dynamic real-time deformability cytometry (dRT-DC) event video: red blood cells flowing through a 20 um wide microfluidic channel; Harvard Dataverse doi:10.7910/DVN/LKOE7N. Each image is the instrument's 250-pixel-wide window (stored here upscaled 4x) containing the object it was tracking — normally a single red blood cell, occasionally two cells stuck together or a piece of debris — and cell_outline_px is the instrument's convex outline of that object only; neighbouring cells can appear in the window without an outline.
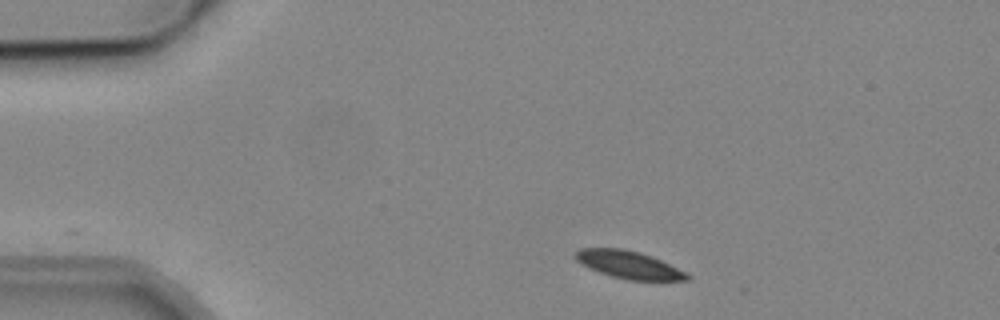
{"species": "common noctule bat (a hibernating species)", "species_latin": "Nyctalus noctula", "temperature_condition": "cold", "stored_images_in_passage": 2, "camera_frame_rate_fps": 3000, "um_per_image_px": 0.085, "animal": {"sex": "male", "body_mass_g": 19.2, "forearm_length_mm": 51.8}, "frame": {"image": 1, "passage_image": 2, "time_ms": 1.0, "image_size_px": [1000, 320], "cell_outline_px": [[692, 276], [688, 280], [628, 280], [612, 276], [600, 272], [576, 260], [576, 252], [580, 248], [624, 248], [640, 252], [652, 256], [688, 272]], "centroid_in_image_um": [53.53, 22.5], "position_along_channel_um": 31.5, "area_um2": 17.86}}